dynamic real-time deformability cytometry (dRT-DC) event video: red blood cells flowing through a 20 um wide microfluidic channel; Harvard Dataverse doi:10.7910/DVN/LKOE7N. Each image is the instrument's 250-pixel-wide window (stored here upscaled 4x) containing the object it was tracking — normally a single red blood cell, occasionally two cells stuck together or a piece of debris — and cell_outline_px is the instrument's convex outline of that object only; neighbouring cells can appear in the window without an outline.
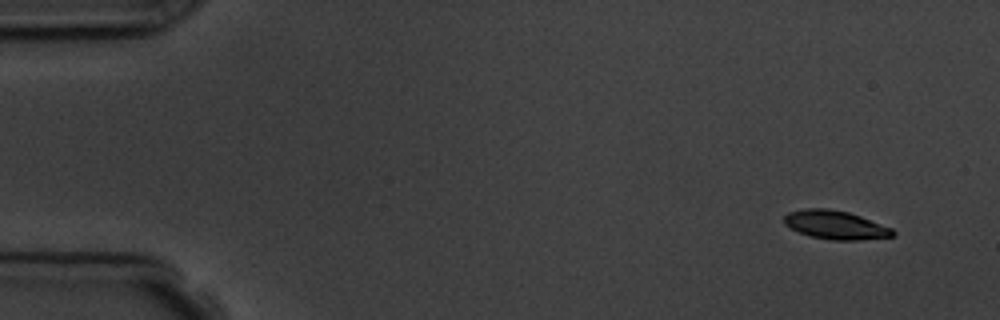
{"species": "common noctule bat (a hibernating species)", "species_latin": "Nyctalus noctula", "temperature_condition": "room temperature", "stored_images_in_passage": 4, "camera_frame_rate_fps": 3000, "um_per_image_px": 0.085, "animal": {"sex": "male", "body_mass_g": 19.5, "forearm_length_mm": 54.6}, "frame": {"image": 1, "passage_image": 1, "time_ms": 0.0, "image_size_px": [1000, 320], "cell_outline_px": [[896, 236], [860, 240], [832, 240], [812, 236], [800, 232], [784, 224], [784, 216], [788, 212], [804, 208], [828, 208], [848, 212], [860, 216], [892, 228], [896, 232]], "centroid_in_image_um": [71.04, 19.11], "position_along_channel_um": 14.0, "area_um2": 18.09}}
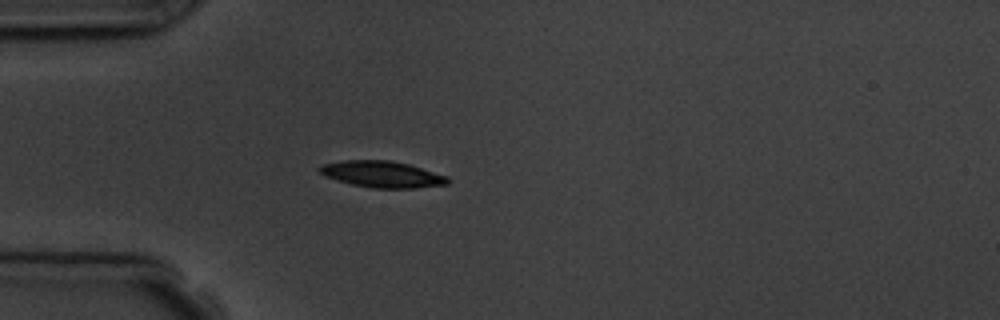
{"frame": {"image": 2, "passage_image": 4, "time_ms": 4.0, "image_size_px": [1000, 320], "cell_outline_px": [[448, 184], [416, 188], [372, 188], [352, 184], [336, 180], [324, 176], [316, 168], [320, 164], [344, 160], [392, 160], [408, 164], [448, 176]], "centroid_in_image_um": [32.43, 14.8], "position_along_channel_um": 52.6, "area_um2": 19.83}}